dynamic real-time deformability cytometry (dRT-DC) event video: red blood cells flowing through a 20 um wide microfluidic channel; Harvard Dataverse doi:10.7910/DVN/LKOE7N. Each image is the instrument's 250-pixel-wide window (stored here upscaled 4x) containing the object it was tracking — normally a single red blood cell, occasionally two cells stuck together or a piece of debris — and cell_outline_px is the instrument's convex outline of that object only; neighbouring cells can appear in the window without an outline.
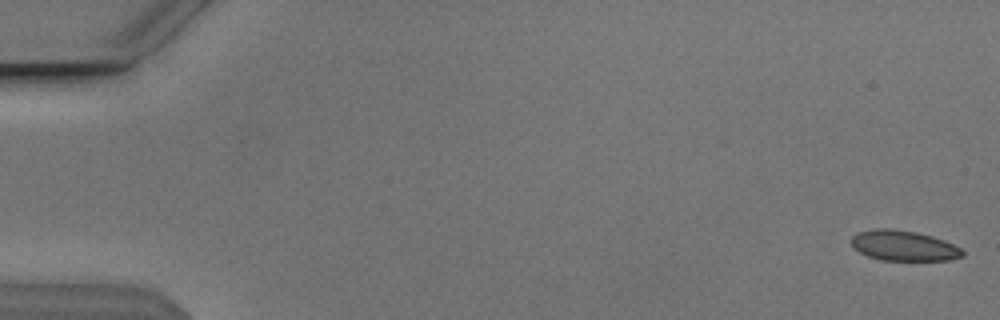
{"species": "Egyptian fruit bat (a non-hibernating species)", "species_latin": "Rousettus aegyptiacus", "temperature_condition": "cold", "stored_images_in_passage": 54, "camera_frame_rate_fps": 3000, "um_per_image_px": 0.085, "animal": {"sex": "male"}, "frame": {"image": 1, "passage_image": 1, "time_ms": 0.0, "image_size_px": [1000, 320], "cell_outline_px": [[964, 256], [948, 260], [880, 260], [868, 256], [852, 248], [852, 236], [856, 232], [876, 228], [888, 228], [916, 232], [932, 236], [944, 240], [960, 248], [964, 252]], "centroid_in_image_um": [76.78, 20.88], "position_along_channel_um": 8.2, "area_um2": 19.65}}
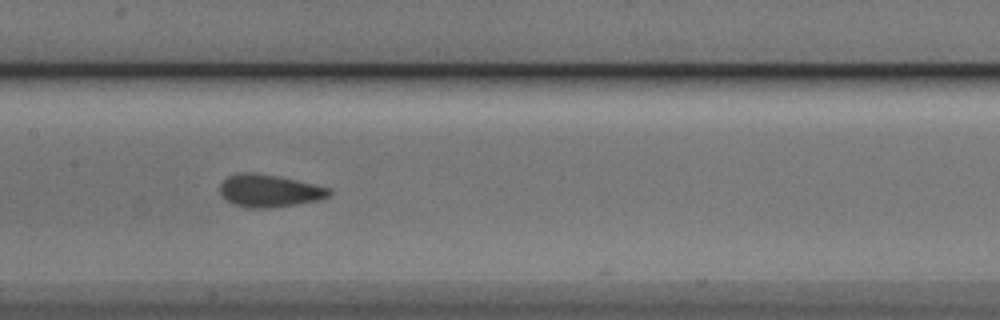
{"frame": {"image": 2, "passage_image": 27, "time_ms": 8.667, "image_size_px": [1000, 320], "cell_outline_px": [[332, 196], [320, 200], [272, 208], [248, 208], [232, 204], [220, 192], [220, 184], [228, 176], [244, 172], [248, 172], [280, 176], [328, 188], [332, 192]], "centroid_in_image_um": [22.91, 16.23], "position_along_channel_um": 184.5, "area_um2": 20.63}}
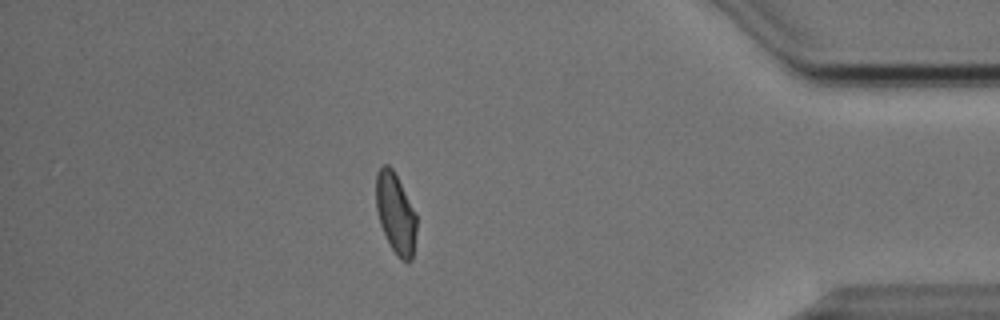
{"frame": {"image": 3, "passage_image": 47, "time_ms": 15.333, "image_size_px": [1000, 320], "cell_outline_px": [[416, 232], [412, 260], [400, 260], [392, 248], [380, 224], [376, 208], [376, 172], [384, 164], [388, 164], [392, 168], [416, 212]], "centroid_in_image_um": [33.62, 18.11], "position_along_channel_um": 401.6, "area_um2": 18.84}, "authors_computed_cell_mechanics": {"area_um2": 20.3167, "velocity_mm_per_s": 3.826, "shape_relaxation_time_tau1_ms": 6.4132, "shape_relaxation_time_tau2_ms": 0.9169, "deformation_change_tau1": 0.1185, "deformation_change_tau2": 0.0547}}